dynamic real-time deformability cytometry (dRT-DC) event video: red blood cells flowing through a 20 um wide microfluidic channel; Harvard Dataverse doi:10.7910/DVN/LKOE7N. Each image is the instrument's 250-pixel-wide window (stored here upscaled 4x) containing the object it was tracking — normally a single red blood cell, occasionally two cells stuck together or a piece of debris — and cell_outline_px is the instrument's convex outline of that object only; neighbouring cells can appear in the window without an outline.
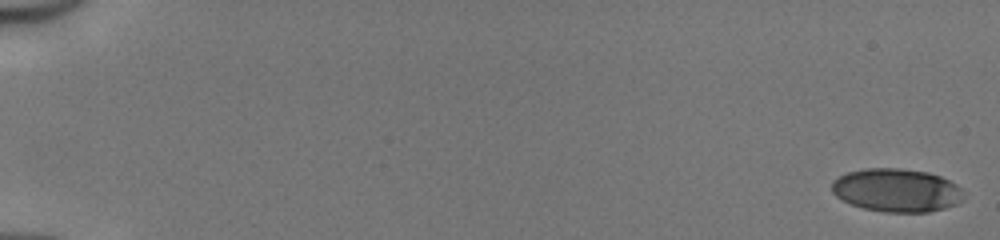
{"species": "human", "species_latin": "Homo sapiens", "temperature_condition": "cold", "stored_images_in_passage": 51, "camera_frame_rate_fps": 3000, "um_per_image_px": 0.085, "donor": {"sex": "male"}, "frame": {"image": 1, "passage_image": 1, "time_ms": 0.0, "image_size_px": [1000, 240], "cell_outline_px": [[964, 200], [956, 204], [944, 208], [928, 212], [884, 212], [864, 208], [852, 204], [836, 196], [832, 192], [832, 180], [848, 172], [864, 168], [900, 168], [928, 172], [940, 176], [956, 184], [964, 192]], "centroid_in_image_um": [76.23, 16.17], "position_along_channel_um": 8.8, "area_um2": 33.29}}
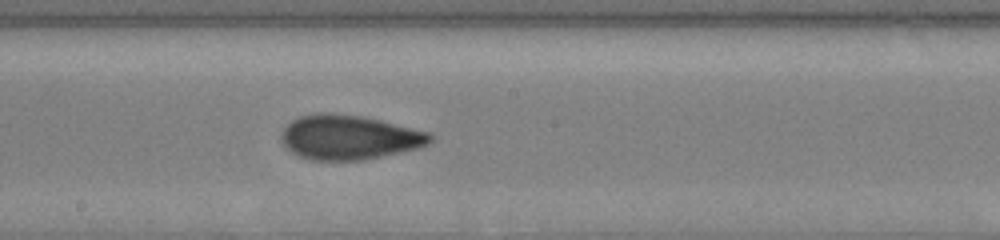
{"frame": {"image": 2, "passage_image": 30, "time_ms": 9.667, "image_size_px": [1000, 240], "cell_outline_px": [[436, 136], [428, 144], [420, 148], [364, 160], [312, 160], [300, 156], [292, 152], [280, 140], [280, 136], [284, 128], [292, 120], [300, 116], [316, 112], [328, 112], [364, 116], [432, 132]], "centroid_in_image_um": [29.73, 11.66], "position_along_channel_um": 218.5, "area_um2": 39.07}}
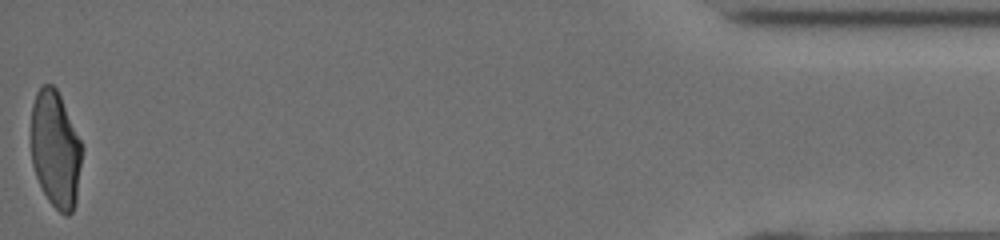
{"frame": {"image": 3, "passage_image": 51, "time_ms": 16.667, "image_size_px": [1000, 240], "cell_outline_px": [[84, 148], [76, 200], [72, 212], [68, 216], [64, 216], [48, 200], [36, 176], [32, 164], [32, 104], [36, 92], [44, 84], [52, 84], [56, 88], [60, 96]], "centroid_in_image_um": [4.73, 12.71], "position_along_channel_um": 430.5, "area_um2": 34.62}, "authors_computed_cell_mechanics": {"area_um2": 35.8938, "velocity_mm_per_s": 4.1739, "shape_relaxation_time_tau1_ms": 3.3395, "shape_relaxation_time_tau2_ms": 1.1804, "deformation_change_tau1": 0.1478, "deformation_change_tau2": 0.074}}